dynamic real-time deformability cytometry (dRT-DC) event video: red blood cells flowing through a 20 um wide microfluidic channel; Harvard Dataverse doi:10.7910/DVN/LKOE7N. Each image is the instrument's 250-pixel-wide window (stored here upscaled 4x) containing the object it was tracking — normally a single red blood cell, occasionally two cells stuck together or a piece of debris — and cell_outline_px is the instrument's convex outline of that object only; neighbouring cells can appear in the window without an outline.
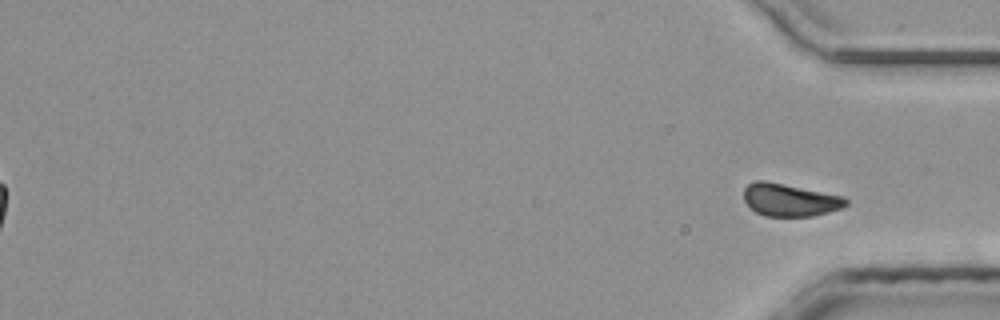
{"species": "common noctule bat (a hibernating species)", "species_latin": "Nyctalus noctula", "temperature_condition": "room temperature", "stored_images_in_passage": 38, "segment_of_instrument_passage": [2, 2], "camera_frame_rate_fps": 3000, "um_per_image_px": 0.085, "animal": {"sex": "male", "body_mass_g": 20.4}, "frame": {"image": 1, "passage_image": 38, "time_ms": 12.333, "image_size_px": [1000, 320], "cell_outline_px": [[848, 204], [840, 208], [828, 212], [812, 216], [764, 216], [756, 212], [744, 200], [744, 188], [752, 180], [764, 180], [844, 196], [848, 200]], "centroid_in_image_um": [67.12, 16.98], "position_along_channel_um": 368.1, "area_um2": 19.36}}